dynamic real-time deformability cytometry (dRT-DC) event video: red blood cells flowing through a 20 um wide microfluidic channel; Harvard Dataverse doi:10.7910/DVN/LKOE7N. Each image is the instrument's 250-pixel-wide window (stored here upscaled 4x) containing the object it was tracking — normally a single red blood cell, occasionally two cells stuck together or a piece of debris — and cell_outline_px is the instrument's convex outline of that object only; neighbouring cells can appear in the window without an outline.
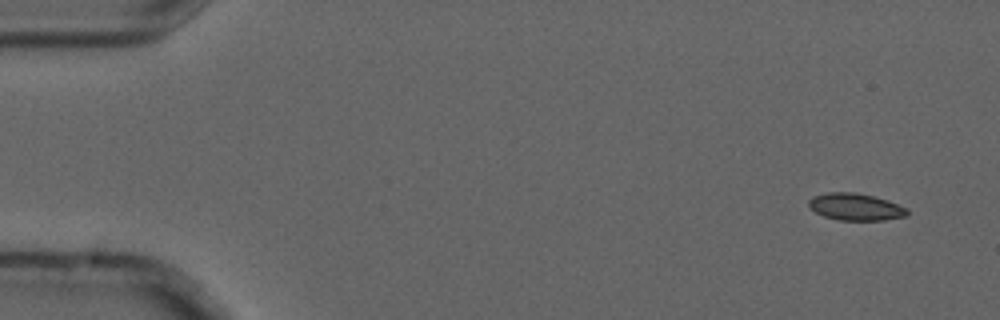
{"species": "common noctule bat (a hibernating species)", "species_latin": "Nyctalus noctula", "temperature_condition": "cold", "stored_images_in_passage": 6, "camera_frame_rate_fps": 3000, "um_per_image_px": 0.085, "animal": {"sex": "male", "forearm_length_mm": 52.5}, "frame": {"image": 1, "passage_image": 1, "time_ms": 0.0, "image_size_px": [1000, 320], "cell_outline_px": [[908, 216], [884, 220], [836, 220], [824, 216], [808, 208], [808, 200], [812, 196], [828, 192], [856, 192], [888, 200], [908, 208]], "centroid_in_image_um": [72.71, 17.58], "position_along_channel_um": 12.3, "area_um2": 15.72}}
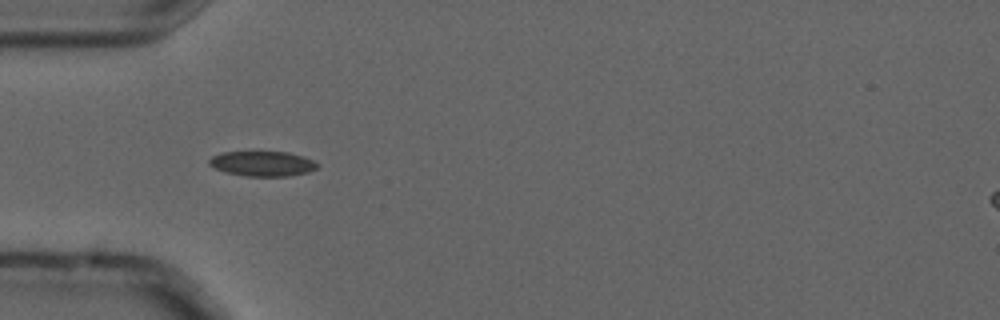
{"frame": {"image": 2, "passage_image": 5, "time_ms": 1.333, "image_size_px": [1000, 320], "cell_outline_px": [[320, 164], [316, 168], [308, 172], [288, 176], [244, 176], [224, 172], [212, 168], [208, 164], [208, 160], [212, 156], [220, 152], [288, 152], [304, 156]], "centroid_in_image_um": [22.27, 13.91], "position_along_channel_um": 62.7, "area_um2": 15.95}}
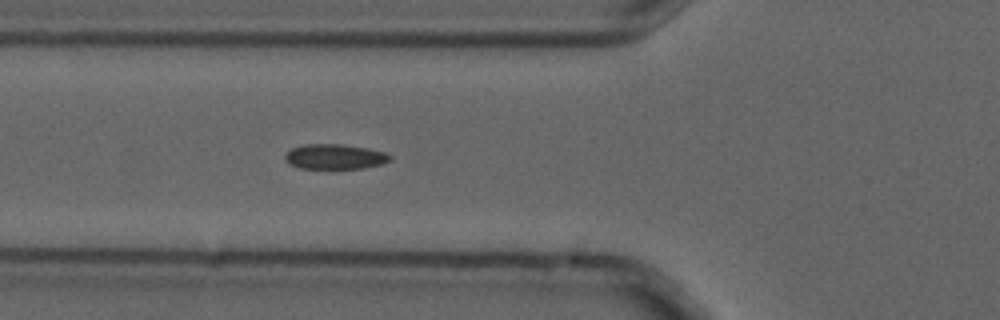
{"frame": {"image": 3, "passage_image": 6, "time_ms": 1.667, "image_size_px": [1000, 320], "cell_outline_px": [[392, 160], [380, 164], [364, 168], [300, 168], [288, 164], [284, 160], [284, 156], [292, 148], [304, 144], [340, 144], [368, 148], [384, 152], [392, 156]], "centroid_in_image_um": [28.45, 13.31], "position_along_channel_um": 97.3, "area_um2": 15.32}}